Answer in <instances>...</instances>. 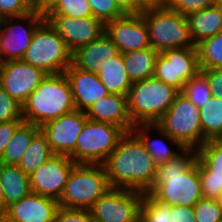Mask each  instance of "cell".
Returning a JSON list of instances; mask_svg holds the SVG:
<instances>
[{"mask_svg":"<svg viewBox=\"0 0 222 222\" xmlns=\"http://www.w3.org/2000/svg\"><path fill=\"white\" fill-rule=\"evenodd\" d=\"M125 133L119 126L87 120L69 157L75 163L102 164Z\"/></svg>","mask_w":222,"mask_h":222,"instance_id":"8","label":"cell"},{"mask_svg":"<svg viewBox=\"0 0 222 222\" xmlns=\"http://www.w3.org/2000/svg\"><path fill=\"white\" fill-rule=\"evenodd\" d=\"M211 88L212 95L222 99V69L201 70Z\"/></svg>","mask_w":222,"mask_h":222,"instance_id":"41","label":"cell"},{"mask_svg":"<svg viewBox=\"0 0 222 222\" xmlns=\"http://www.w3.org/2000/svg\"><path fill=\"white\" fill-rule=\"evenodd\" d=\"M22 60L48 75L61 74L72 64V52L56 29L45 19L34 32Z\"/></svg>","mask_w":222,"mask_h":222,"instance_id":"7","label":"cell"},{"mask_svg":"<svg viewBox=\"0 0 222 222\" xmlns=\"http://www.w3.org/2000/svg\"><path fill=\"white\" fill-rule=\"evenodd\" d=\"M0 211L1 212L4 211V194H3L2 187H1V181H0Z\"/></svg>","mask_w":222,"mask_h":222,"instance_id":"47","label":"cell"},{"mask_svg":"<svg viewBox=\"0 0 222 222\" xmlns=\"http://www.w3.org/2000/svg\"><path fill=\"white\" fill-rule=\"evenodd\" d=\"M45 14L34 10L20 17H6L0 21V63L22 60L37 27Z\"/></svg>","mask_w":222,"mask_h":222,"instance_id":"10","label":"cell"},{"mask_svg":"<svg viewBox=\"0 0 222 222\" xmlns=\"http://www.w3.org/2000/svg\"><path fill=\"white\" fill-rule=\"evenodd\" d=\"M0 222H10L3 215L0 217Z\"/></svg>","mask_w":222,"mask_h":222,"instance_id":"49","label":"cell"},{"mask_svg":"<svg viewBox=\"0 0 222 222\" xmlns=\"http://www.w3.org/2000/svg\"><path fill=\"white\" fill-rule=\"evenodd\" d=\"M53 222H95L87 209L59 207Z\"/></svg>","mask_w":222,"mask_h":222,"instance_id":"40","label":"cell"},{"mask_svg":"<svg viewBox=\"0 0 222 222\" xmlns=\"http://www.w3.org/2000/svg\"><path fill=\"white\" fill-rule=\"evenodd\" d=\"M213 0H166L165 6L183 16L215 5Z\"/></svg>","mask_w":222,"mask_h":222,"instance_id":"39","label":"cell"},{"mask_svg":"<svg viewBox=\"0 0 222 222\" xmlns=\"http://www.w3.org/2000/svg\"><path fill=\"white\" fill-rule=\"evenodd\" d=\"M148 7L149 6H162L165 5L166 0H142Z\"/></svg>","mask_w":222,"mask_h":222,"instance_id":"46","label":"cell"},{"mask_svg":"<svg viewBox=\"0 0 222 222\" xmlns=\"http://www.w3.org/2000/svg\"><path fill=\"white\" fill-rule=\"evenodd\" d=\"M88 120L110 123L131 132L134 127L128 113L127 96L109 94L96 101L86 111Z\"/></svg>","mask_w":222,"mask_h":222,"instance_id":"22","label":"cell"},{"mask_svg":"<svg viewBox=\"0 0 222 222\" xmlns=\"http://www.w3.org/2000/svg\"><path fill=\"white\" fill-rule=\"evenodd\" d=\"M201 73L196 47L168 49L156 60L153 77L182 91L186 82Z\"/></svg>","mask_w":222,"mask_h":222,"instance_id":"11","label":"cell"},{"mask_svg":"<svg viewBox=\"0 0 222 222\" xmlns=\"http://www.w3.org/2000/svg\"><path fill=\"white\" fill-rule=\"evenodd\" d=\"M102 164L111 188L147 193L155 182L157 166L132 131L125 133Z\"/></svg>","mask_w":222,"mask_h":222,"instance_id":"1","label":"cell"},{"mask_svg":"<svg viewBox=\"0 0 222 222\" xmlns=\"http://www.w3.org/2000/svg\"><path fill=\"white\" fill-rule=\"evenodd\" d=\"M47 75L43 70L23 60L0 63V85L20 105Z\"/></svg>","mask_w":222,"mask_h":222,"instance_id":"14","label":"cell"},{"mask_svg":"<svg viewBox=\"0 0 222 222\" xmlns=\"http://www.w3.org/2000/svg\"><path fill=\"white\" fill-rule=\"evenodd\" d=\"M74 110L71 87L65 74L47 75L22 104V119L41 127Z\"/></svg>","mask_w":222,"mask_h":222,"instance_id":"3","label":"cell"},{"mask_svg":"<svg viewBox=\"0 0 222 222\" xmlns=\"http://www.w3.org/2000/svg\"><path fill=\"white\" fill-rule=\"evenodd\" d=\"M171 206L144 193L140 206V222H171Z\"/></svg>","mask_w":222,"mask_h":222,"instance_id":"32","label":"cell"},{"mask_svg":"<svg viewBox=\"0 0 222 222\" xmlns=\"http://www.w3.org/2000/svg\"><path fill=\"white\" fill-rule=\"evenodd\" d=\"M197 162L203 198L215 199L222 191V144L206 141L197 149Z\"/></svg>","mask_w":222,"mask_h":222,"instance_id":"18","label":"cell"},{"mask_svg":"<svg viewBox=\"0 0 222 222\" xmlns=\"http://www.w3.org/2000/svg\"><path fill=\"white\" fill-rule=\"evenodd\" d=\"M159 54L152 47L123 53L124 65L132 83L153 77Z\"/></svg>","mask_w":222,"mask_h":222,"instance_id":"27","label":"cell"},{"mask_svg":"<svg viewBox=\"0 0 222 222\" xmlns=\"http://www.w3.org/2000/svg\"><path fill=\"white\" fill-rule=\"evenodd\" d=\"M105 33L122 54L151 47L142 14L124 15L107 22Z\"/></svg>","mask_w":222,"mask_h":222,"instance_id":"17","label":"cell"},{"mask_svg":"<svg viewBox=\"0 0 222 222\" xmlns=\"http://www.w3.org/2000/svg\"><path fill=\"white\" fill-rule=\"evenodd\" d=\"M155 125L185 148L199 149L203 145L200 108L181 92Z\"/></svg>","mask_w":222,"mask_h":222,"instance_id":"9","label":"cell"},{"mask_svg":"<svg viewBox=\"0 0 222 222\" xmlns=\"http://www.w3.org/2000/svg\"><path fill=\"white\" fill-rule=\"evenodd\" d=\"M132 132L143 143L157 167L176 158L186 149L180 142L170 137L155 124L134 125ZM156 134V137L153 136Z\"/></svg>","mask_w":222,"mask_h":222,"instance_id":"21","label":"cell"},{"mask_svg":"<svg viewBox=\"0 0 222 222\" xmlns=\"http://www.w3.org/2000/svg\"><path fill=\"white\" fill-rule=\"evenodd\" d=\"M119 54L118 47L104 33L100 38L73 52L72 63L81 70L98 73L108 59Z\"/></svg>","mask_w":222,"mask_h":222,"instance_id":"23","label":"cell"},{"mask_svg":"<svg viewBox=\"0 0 222 222\" xmlns=\"http://www.w3.org/2000/svg\"><path fill=\"white\" fill-rule=\"evenodd\" d=\"M10 121H24L22 119V105L0 85V123Z\"/></svg>","mask_w":222,"mask_h":222,"instance_id":"37","label":"cell"},{"mask_svg":"<svg viewBox=\"0 0 222 222\" xmlns=\"http://www.w3.org/2000/svg\"><path fill=\"white\" fill-rule=\"evenodd\" d=\"M88 3L93 17L101 20L104 24L125 15L118 8L115 0H88Z\"/></svg>","mask_w":222,"mask_h":222,"instance_id":"36","label":"cell"},{"mask_svg":"<svg viewBox=\"0 0 222 222\" xmlns=\"http://www.w3.org/2000/svg\"><path fill=\"white\" fill-rule=\"evenodd\" d=\"M0 181L4 194V210L31 192L29 176L17 165L0 163Z\"/></svg>","mask_w":222,"mask_h":222,"instance_id":"25","label":"cell"},{"mask_svg":"<svg viewBox=\"0 0 222 222\" xmlns=\"http://www.w3.org/2000/svg\"><path fill=\"white\" fill-rule=\"evenodd\" d=\"M88 120L86 113L74 110L59 118L47 121L40 127L54 154L69 156L76 146V140Z\"/></svg>","mask_w":222,"mask_h":222,"instance_id":"16","label":"cell"},{"mask_svg":"<svg viewBox=\"0 0 222 222\" xmlns=\"http://www.w3.org/2000/svg\"><path fill=\"white\" fill-rule=\"evenodd\" d=\"M201 70L222 69V31L196 45Z\"/></svg>","mask_w":222,"mask_h":222,"instance_id":"31","label":"cell"},{"mask_svg":"<svg viewBox=\"0 0 222 222\" xmlns=\"http://www.w3.org/2000/svg\"><path fill=\"white\" fill-rule=\"evenodd\" d=\"M125 15H140L148 7L142 0H115Z\"/></svg>","mask_w":222,"mask_h":222,"instance_id":"43","label":"cell"},{"mask_svg":"<svg viewBox=\"0 0 222 222\" xmlns=\"http://www.w3.org/2000/svg\"><path fill=\"white\" fill-rule=\"evenodd\" d=\"M75 164L67 155H52L45 164L29 175L31 192L59 201Z\"/></svg>","mask_w":222,"mask_h":222,"instance_id":"13","label":"cell"},{"mask_svg":"<svg viewBox=\"0 0 222 222\" xmlns=\"http://www.w3.org/2000/svg\"><path fill=\"white\" fill-rule=\"evenodd\" d=\"M58 0H33L34 9L46 14Z\"/></svg>","mask_w":222,"mask_h":222,"instance_id":"45","label":"cell"},{"mask_svg":"<svg viewBox=\"0 0 222 222\" xmlns=\"http://www.w3.org/2000/svg\"><path fill=\"white\" fill-rule=\"evenodd\" d=\"M220 144H222V134L216 139Z\"/></svg>","mask_w":222,"mask_h":222,"instance_id":"50","label":"cell"},{"mask_svg":"<svg viewBox=\"0 0 222 222\" xmlns=\"http://www.w3.org/2000/svg\"><path fill=\"white\" fill-rule=\"evenodd\" d=\"M52 155L54 153L47 142V138L40 130L31 140L17 166L29 176L45 164Z\"/></svg>","mask_w":222,"mask_h":222,"instance_id":"29","label":"cell"},{"mask_svg":"<svg viewBox=\"0 0 222 222\" xmlns=\"http://www.w3.org/2000/svg\"><path fill=\"white\" fill-rule=\"evenodd\" d=\"M73 53L105 33V24L93 16L74 18L64 15H45Z\"/></svg>","mask_w":222,"mask_h":222,"instance_id":"15","label":"cell"},{"mask_svg":"<svg viewBox=\"0 0 222 222\" xmlns=\"http://www.w3.org/2000/svg\"><path fill=\"white\" fill-rule=\"evenodd\" d=\"M180 91L151 77L132 83L127 96L133 125L155 124L171 107Z\"/></svg>","mask_w":222,"mask_h":222,"instance_id":"4","label":"cell"},{"mask_svg":"<svg viewBox=\"0 0 222 222\" xmlns=\"http://www.w3.org/2000/svg\"><path fill=\"white\" fill-rule=\"evenodd\" d=\"M34 10L33 0H0V19L24 16Z\"/></svg>","mask_w":222,"mask_h":222,"instance_id":"38","label":"cell"},{"mask_svg":"<svg viewBox=\"0 0 222 222\" xmlns=\"http://www.w3.org/2000/svg\"><path fill=\"white\" fill-rule=\"evenodd\" d=\"M196 222H221L222 209L215 199L201 198L194 206Z\"/></svg>","mask_w":222,"mask_h":222,"instance_id":"35","label":"cell"},{"mask_svg":"<svg viewBox=\"0 0 222 222\" xmlns=\"http://www.w3.org/2000/svg\"><path fill=\"white\" fill-rule=\"evenodd\" d=\"M97 75L110 94L128 96L132 82L127 75L122 53L108 59Z\"/></svg>","mask_w":222,"mask_h":222,"instance_id":"26","label":"cell"},{"mask_svg":"<svg viewBox=\"0 0 222 222\" xmlns=\"http://www.w3.org/2000/svg\"><path fill=\"white\" fill-rule=\"evenodd\" d=\"M185 18L195 45L222 31V8L218 4L190 13Z\"/></svg>","mask_w":222,"mask_h":222,"instance_id":"24","label":"cell"},{"mask_svg":"<svg viewBox=\"0 0 222 222\" xmlns=\"http://www.w3.org/2000/svg\"><path fill=\"white\" fill-rule=\"evenodd\" d=\"M218 5L222 8V0L219 1Z\"/></svg>","mask_w":222,"mask_h":222,"instance_id":"51","label":"cell"},{"mask_svg":"<svg viewBox=\"0 0 222 222\" xmlns=\"http://www.w3.org/2000/svg\"><path fill=\"white\" fill-rule=\"evenodd\" d=\"M144 193L111 188L89 209L95 222H140V206Z\"/></svg>","mask_w":222,"mask_h":222,"instance_id":"12","label":"cell"},{"mask_svg":"<svg viewBox=\"0 0 222 222\" xmlns=\"http://www.w3.org/2000/svg\"><path fill=\"white\" fill-rule=\"evenodd\" d=\"M39 131V126L23 122L16 129L13 137L5 147L0 163L17 165L30 145L31 140Z\"/></svg>","mask_w":222,"mask_h":222,"instance_id":"28","label":"cell"},{"mask_svg":"<svg viewBox=\"0 0 222 222\" xmlns=\"http://www.w3.org/2000/svg\"><path fill=\"white\" fill-rule=\"evenodd\" d=\"M64 74L69 81L76 110L85 112L96 101L110 94L97 73L81 70L72 63Z\"/></svg>","mask_w":222,"mask_h":222,"instance_id":"20","label":"cell"},{"mask_svg":"<svg viewBox=\"0 0 222 222\" xmlns=\"http://www.w3.org/2000/svg\"><path fill=\"white\" fill-rule=\"evenodd\" d=\"M171 222H196L193 206H171Z\"/></svg>","mask_w":222,"mask_h":222,"instance_id":"44","label":"cell"},{"mask_svg":"<svg viewBox=\"0 0 222 222\" xmlns=\"http://www.w3.org/2000/svg\"><path fill=\"white\" fill-rule=\"evenodd\" d=\"M59 207L57 200L30 192L8 206L2 215L10 222H53Z\"/></svg>","mask_w":222,"mask_h":222,"instance_id":"19","label":"cell"},{"mask_svg":"<svg viewBox=\"0 0 222 222\" xmlns=\"http://www.w3.org/2000/svg\"><path fill=\"white\" fill-rule=\"evenodd\" d=\"M23 122L24 121H10L0 123V159L2 158L5 147L13 137L16 129Z\"/></svg>","mask_w":222,"mask_h":222,"instance_id":"42","label":"cell"},{"mask_svg":"<svg viewBox=\"0 0 222 222\" xmlns=\"http://www.w3.org/2000/svg\"><path fill=\"white\" fill-rule=\"evenodd\" d=\"M218 206L222 209V191L220 192V194L215 198Z\"/></svg>","mask_w":222,"mask_h":222,"instance_id":"48","label":"cell"},{"mask_svg":"<svg viewBox=\"0 0 222 222\" xmlns=\"http://www.w3.org/2000/svg\"><path fill=\"white\" fill-rule=\"evenodd\" d=\"M150 45L159 53L176 48L196 47L185 16L165 5L149 6L143 13Z\"/></svg>","mask_w":222,"mask_h":222,"instance_id":"6","label":"cell"},{"mask_svg":"<svg viewBox=\"0 0 222 222\" xmlns=\"http://www.w3.org/2000/svg\"><path fill=\"white\" fill-rule=\"evenodd\" d=\"M203 144L222 134V99L212 98L200 108Z\"/></svg>","mask_w":222,"mask_h":222,"instance_id":"30","label":"cell"},{"mask_svg":"<svg viewBox=\"0 0 222 222\" xmlns=\"http://www.w3.org/2000/svg\"><path fill=\"white\" fill-rule=\"evenodd\" d=\"M45 15H64L74 18L93 16L88 0H58Z\"/></svg>","mask_w":222,"mask_h":222,"instance_id":"34","label":"cell"},{"mask_svg":"<svg viewBox=\"0 0 222 222\" xmlns=\"http://www.w3.org/2000/svg\"><path fill=\"white\" fill-rule=\"evenodd\" d=\"M170 206H194L202 197L197 149L186 148L176 158L157 167L153 187L147 192Z\"/></svg>","mask_w":222,"mask_h":222,"instance_id":"2","label":"cell"},{"mask_svg":"<svg viewBox=\"0 0 222 222\" xmlns=\"http://www.w3.org/2000/svg\"><path fill=\"white\" fill-rule=\"evenodd\" d=\"M213 1H214L216 4H218L220 0H213Z\"/></svg>","mask_w":222,"mask_h":222,"instance_id":"52","label":"cell"},{"mask_svg":"<svg viewBox=\"0 0 222 222\" xmlns=\"http://www.w3.org/2000/svg\"><path fill=\"white\" fill-rule=\"evenodd\" d=\"M181 93L198 108H201L213 96L208 81L201 73L186 82Z\"/></svg>","mask_w":222,"mask_h":222,"instance_id":"33","label":"cell"},{"mask_svg":"<svg viewBox=\"0 0 222 222\" xmlns=\"http://www.w3.org/2000/svg\"><path fill=\"white\" fill-rule=\"evenodd\" d=\"M110 189L103 164L76 163L58 202L64 208L89 210Z\"/></svg>","mask_w":222,"mask_h":222,"instance_id":"5","label":"cell"}]
</instances>
